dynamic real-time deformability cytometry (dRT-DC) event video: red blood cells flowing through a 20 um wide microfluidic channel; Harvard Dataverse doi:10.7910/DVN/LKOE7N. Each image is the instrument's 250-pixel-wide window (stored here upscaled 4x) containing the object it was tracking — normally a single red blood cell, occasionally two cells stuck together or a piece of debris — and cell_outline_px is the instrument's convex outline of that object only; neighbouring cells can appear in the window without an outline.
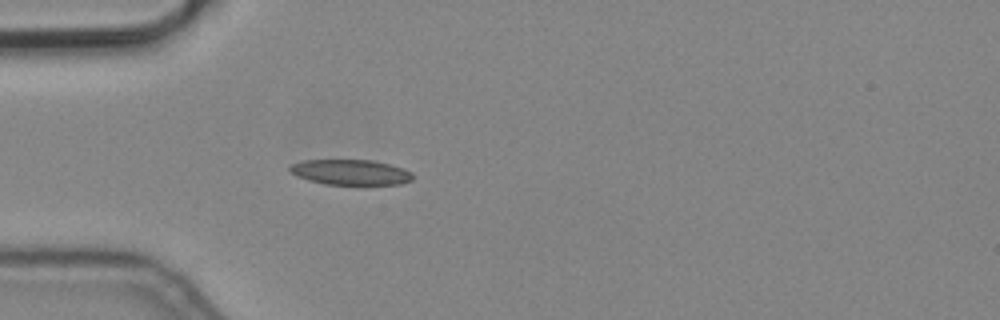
{"species": "common noctule bat (a hibernating species)", "species_latin": "Nyctalus noctula", "temperature_condition": "cold", "stored_images_in_passage": 2, "camera_frame_rate_fps": 3000, "um_per_image_px": 0.085, "animal": {"sex": "male", "body_mass_g": 19.2, "forearm_length_mm": 51.8}, "frame": {"image": 1, "passage_image": 2, "time_ms": 0.333, "image_size_px": [1000, 320], "cell_outline_px": [[412, 180], [400, 184], [324, 184], [308, 180], [296, 176], [288, 168], [292, 164], [304, 160], [372, 160], [404, 168], [412, 172]], "centroid_in_image_um": [29.8, 14.63], "position_along_channel_um": 55.2, "area_um2": 18.03}}